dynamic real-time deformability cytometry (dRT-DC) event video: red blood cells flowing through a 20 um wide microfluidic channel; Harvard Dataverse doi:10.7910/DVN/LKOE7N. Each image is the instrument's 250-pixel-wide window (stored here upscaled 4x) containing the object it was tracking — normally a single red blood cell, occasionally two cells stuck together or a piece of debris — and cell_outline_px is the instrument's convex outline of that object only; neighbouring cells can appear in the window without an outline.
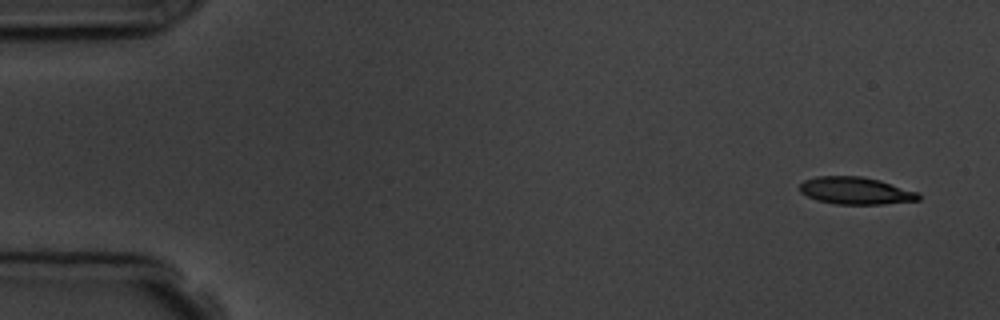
{"species": "common noctule bat (a hibernating species)", "species_latin": "Nyctalus noctula", "temperature_condition": "room temperature", "stored_images_in_passage": 5, "camera_frame_rate_fps": 3000, "um_per_image_px": 0.085, "animal": {"sex": "male", "body_mass_g": 19.5, "forearm_length_mm": 54.6}, "frame": {"image": 1, "passage_image": 1, "time_ms": 0.0, "image_size_px": [1000, 320], "cell_outline_px": [[920, 200], [884, 204], [836, 204], [816, 200], [800, 192], [800, 184], [804, 180], [816, 176], [860, 176], [880, 180], [920, 192]], "centroid_in_image_um": [72.76, 16.21], "position_along_channel_um": 12.2, "area_um2": 19.02}}
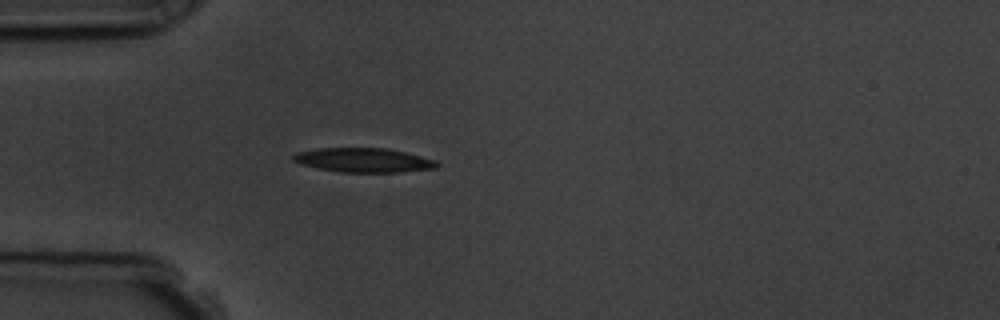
{"frame": {"image": 2, "passage_image": 5, "time_ms": 4.333, "image_size_px": [1000, 320], "cell_outline_px": [[440, 164], [436, 168], [400, 172], [340, 172], [316, 168], [300, 164], [292, 160], [292, 156], [296, 152], [316, 148], [388, 148], [436, 160]], "centroid_in_image_um": [30.87, 13.61], "position_along_channel_um": 54.1, "area_um2": 20.4}}